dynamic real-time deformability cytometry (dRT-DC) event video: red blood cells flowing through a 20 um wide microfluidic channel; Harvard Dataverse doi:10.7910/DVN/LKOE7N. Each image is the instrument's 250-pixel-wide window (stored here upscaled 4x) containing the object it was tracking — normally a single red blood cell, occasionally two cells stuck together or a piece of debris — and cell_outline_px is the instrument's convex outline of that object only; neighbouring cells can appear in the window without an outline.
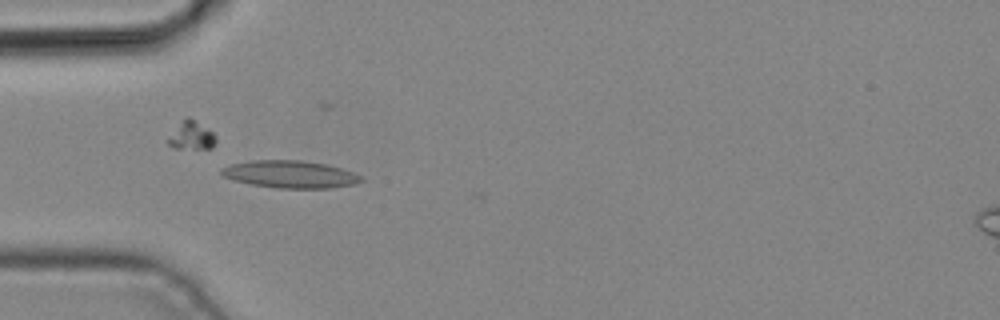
{"species": "common noctule bat (a hibernating species)", "species_latin": "Nyctalus noctula", "temperature_condition": "cold", "stored_images_in_passage": 6, "camera_frame_rate_fps": 3000, "um_per_image_px": 0.085, "animal": {"sex": "male", "body_mass_g": 19.2, "forearm_length_mm": 51.8}, "frame": {"image": 1, "passage_image": 5, "time_ms": 1.333, "image_size_px": [1000, 320], "cell_outline_px": [[364, 180], [356, 184], [328, 188], [276, 188], [252, 184], [232, 180], [220, 176], [220, 168], [232, 164], [252, 160], [300, 160], [328, 164], [364, 176]], "centroid_in_image_um": [24.66, 14.81], "position_along_channel_um": 60.3, "area_um2": 22.48}}
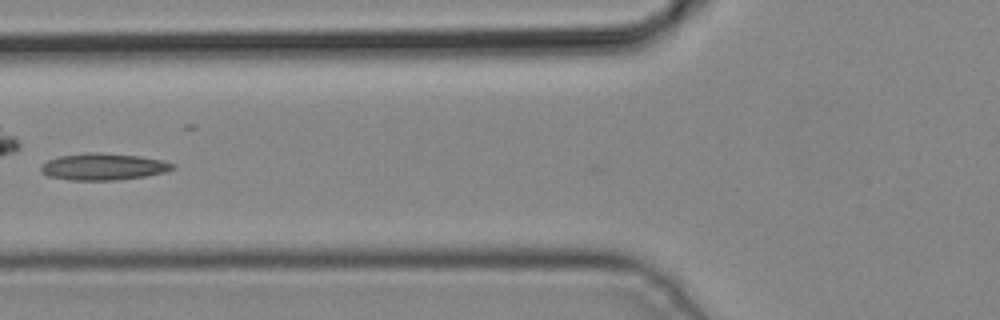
{"frame": {"image": 2, "passage_image": 6, "time_ms": 1.667, "image_size_px": [1000, 320], "cell_outline_px": [[176, 168], [164, 172], [144, 176], [116, 180], [68, 180], [48, 176], [40, 172], [40, 168], [48, 160], [60, 156], [88, 152], [92, 152], [140, 156], [160, 160], [176, 164]], "centroid_in_image_um": [8.77, 14.17], "position_along_channel_um": 117.0, "area_um2": 20.4}}